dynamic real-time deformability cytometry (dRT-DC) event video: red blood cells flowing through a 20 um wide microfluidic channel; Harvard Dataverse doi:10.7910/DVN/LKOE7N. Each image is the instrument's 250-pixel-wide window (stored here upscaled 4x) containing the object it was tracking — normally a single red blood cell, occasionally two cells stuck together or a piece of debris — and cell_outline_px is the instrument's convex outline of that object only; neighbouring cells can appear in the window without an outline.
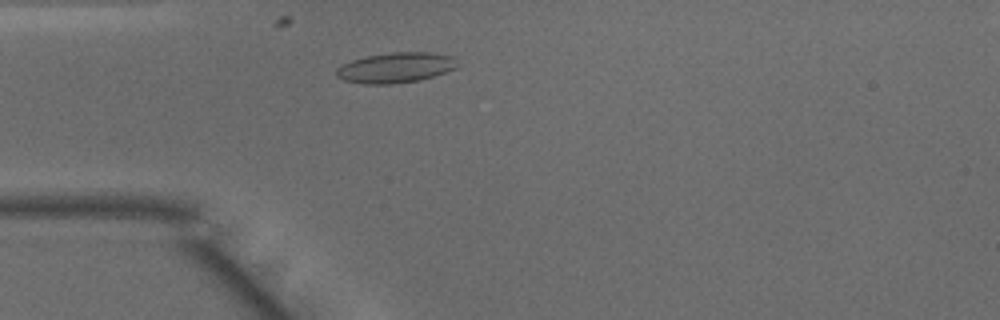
{"species": "common noctule bat (a hibernating species)", "species_latin": "Nyctalus noctula", "temperature_condition": "warm", "stored_images_in_passage": 42, "camera_frame_rate_fps": 3000, "um_per_image_px": 0.085, "animal": {"sex": "male", "body_mass_g": 15.6}, "frame": {"image": 1, "passage_image": 7, "time_ms": 2.0, "image_size_px": [1000, 320], "cell_outline_px": [[456, 68], [420, 80], [392, 84], [364, 84], [344, 80], [336, 76], [336, 68], [352, 60], [368, 56], [392, 52], [428, 52], [452, 56], [456, 64]], "centroid_in_image_um": [33.6, 5.75], "position_along_channel_um": 51.4, "area_um2": 21.1}}
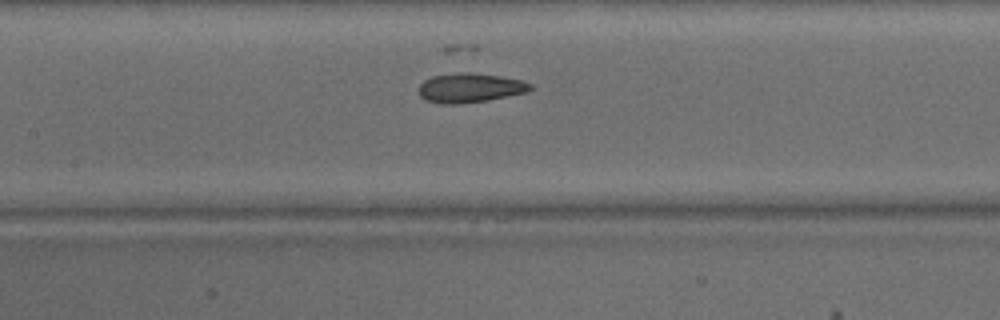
{"frame": {"image": 2, "passage_image": 16, "time_ms": 5.0, "image_size_px": [1000, 320], "cell_outline_px": [[536, 88], [528, 92], [488, 100], [460, 104], [444, 104], [428, 100], [420, 96], [420, 84], [424, 80], [432, 76], [460, 72], [468, 72], [500, 76], [520, 80], [532, 84]], "centroid_in_image_um": [40.0, 7.46], "position_along_channel_um": 167.4, "area_um2": 19.07}}
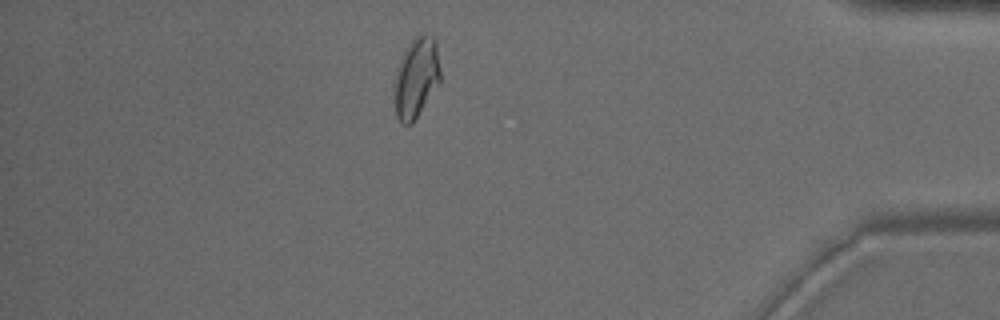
{"frame": {"image": 3, "passage_image": 36, "time_ms": 11.667, "image_size_px": [1000, 320], "cell_outline_px": [[440, 84], [412, 124], [404, 124], [396, 116], [392, 84], [396, 68], [404, 48], [420, 32], [424, 32], [432, 36], [436, 40], [440, 68]], "centroid_in_image_um": [35.36, 6.58], "position_along_channel_um": 399.8, "area_um2": 22.31}, "authors_computed_cell_mechanics": {"area_um2": 19.6809, "velocity_mm_per_s": 4.0937, "shape_relaxation_time_tau1_ms": 5.8395, "shape_relaxation_time_tau2_ms": 1.1704, "deformation_change_tau1": 0.1694, "deformation_change_tau2": 0.0765}}